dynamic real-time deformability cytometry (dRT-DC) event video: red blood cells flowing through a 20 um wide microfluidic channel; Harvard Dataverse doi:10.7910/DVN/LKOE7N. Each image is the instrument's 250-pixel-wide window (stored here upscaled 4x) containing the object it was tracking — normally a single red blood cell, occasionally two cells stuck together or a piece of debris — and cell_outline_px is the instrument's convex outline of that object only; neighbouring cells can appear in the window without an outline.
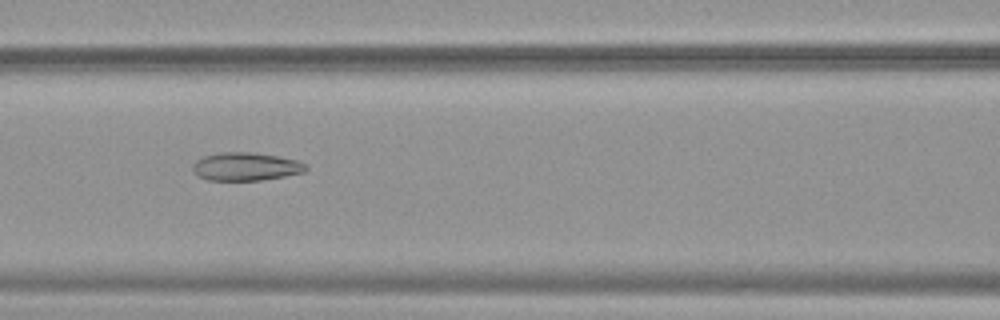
{"species": "common noctule bat (a hibernating species)", "species_latin": "Nyctalus noctula", "temperature_condition": "warm", "stored_images_in_passage": 53, "camera_frame_rate_fps": 3000, "um_per_image_px": 0.085, "animal": {"sex": "female", "body_mass_g": 19.9}, "frame": {"image": 1, "passage_image": 24, "time_ms": 7.667, "image_size_px": [1000, 320], "cell_outline_px": [[308, 168], [304, 172], [284, 176], [260, 180], [208, 180], [196, 176], [192, 168], [192, 164], [196, 160], [204, 156], [220, 152], [252, 152], [276, 156], [296, 160], [304, 164]], "centroid_in_image_um": [20.84, 14.16], "position_along_channel_um": 145.8, "area_um2": 18.5}}
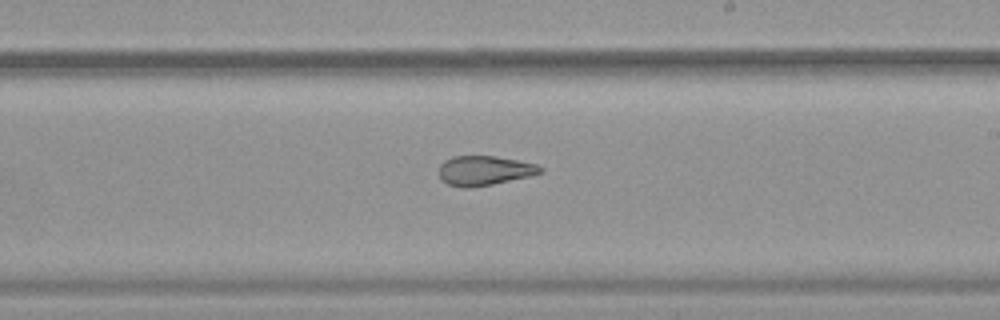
{"frame": {"image": 2, "passage_image": 32, "time_ms": 10.333, "image_size_px": [1000, 320], "cell_outline_px": [[544, 172], [532, 176], [472, 188], [464, 188], [448, 184], [440, 180], [440, 164], [444, 160], [452, 156], [496, 156], [536, 164], [544, 168]], "centroid_in_image_um": [41.18, 14.5], "position_along_channel_um": 247.8, "area_um2": 17.63}}
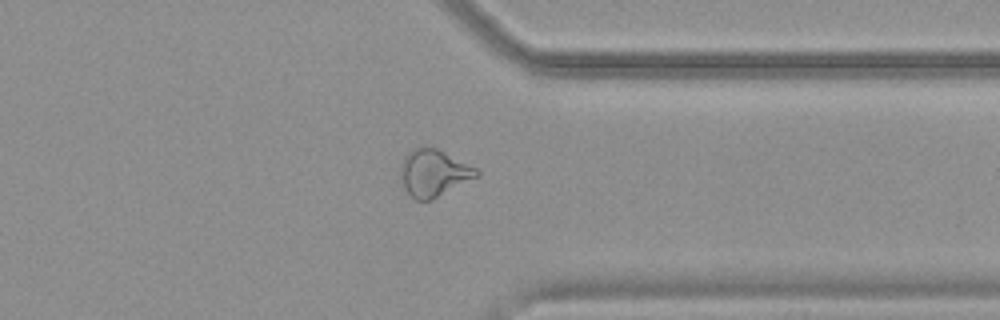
{"frame": {"image": 3, "passage_image": 42, "time_ms": 13.667, "image_size_px": [1000, 320], "cell_outline_px": [[480, 176], [432, 200], [416, 200], [408, 196], [404, 188], [400, 176], [400, 164], [404, 156], [412, 148], [436, 148], [476, 168], [480, 172]], "centroid_in_image_um": [36.84, 14.73], "position_along_channel_um": 374.6, "area_um2": 20.92}, "authors_computed_cell_mechanics": {"area_um2": 22.6576, "velocity_mm_per_s": 3.8488, "shape_relaxation_time_tau1_ms": null, "shape_relaxation_time_tau2_ms": 2.2487, "deformation_change_tau1": null, "deformation_change_tau2": 0.1012}}